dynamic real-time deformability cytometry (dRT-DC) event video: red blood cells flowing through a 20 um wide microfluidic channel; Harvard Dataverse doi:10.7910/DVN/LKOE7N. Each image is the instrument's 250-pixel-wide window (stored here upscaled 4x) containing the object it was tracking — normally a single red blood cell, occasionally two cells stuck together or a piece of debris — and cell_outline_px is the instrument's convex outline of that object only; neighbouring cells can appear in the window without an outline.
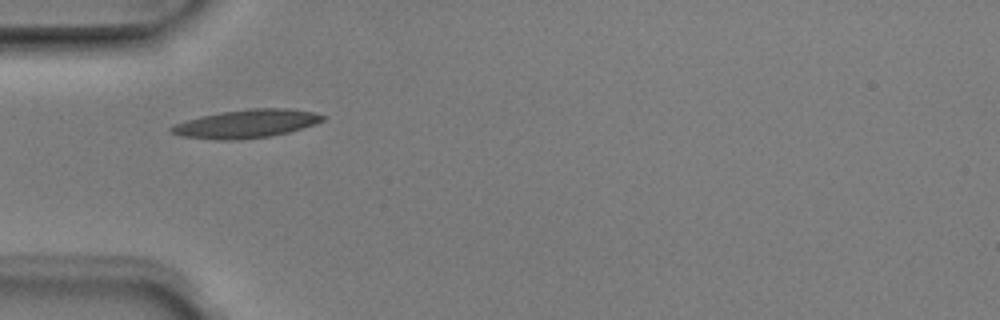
{"species": "Egyptian fruit bat (a non-hibernating species)", "species_latin": "Rousettus aegyptiacus", "temperature_condition": "room temperature", "stored_images_in_passage": 8, "camera_frame_rate_fps": 3000, "um_per_image_px": 0.085, "animal": {"sex": "male"}, "frame": {"image": 1, "passage_image": 5, "time_ms": 1.333, "image_size_px": [1000, 320], "cell_outline_px": [[324, 120], [288, 132], [268, 136], [236, 140], [220, 140], [180, 136], [168, 132], [168, 128], [172, 124], [200, 116], [220, 112], [252, 108], [288, 108], [312, 112], [324, 116]], "centroid_in_image_um": [20.83, 10.52], "position_along_channel_um": 64.2, "area_um2": 24.85}}
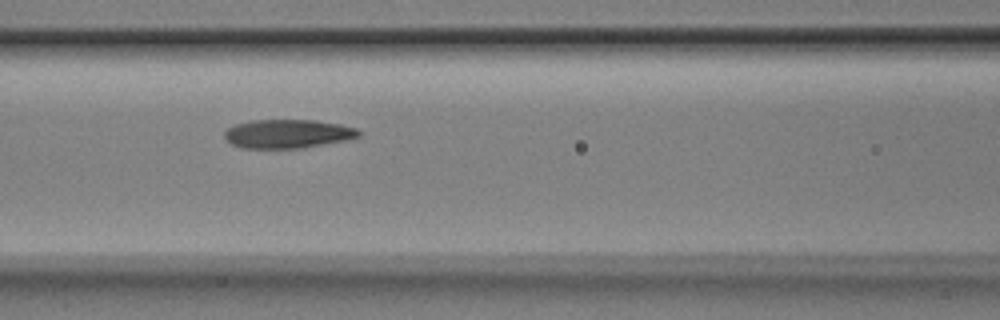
{"frame": {"image": 2, "passage_image": 7, "time_ms": 2.0, "image_size_px": [1000, 320], "cell_outline_px": [[360, 136], [348, 140], [300, 148], [240, 148], [232, 144], [224, 136], [224, 132], [228, 128], [236, 124], [252, 120], [316, 120], [340, 124], [356, 128], [360, 132]], "centroid_in_image_um": [24.47, 11.37], "position_along_channel_um": 142.1, "area_um2": 22.48}}
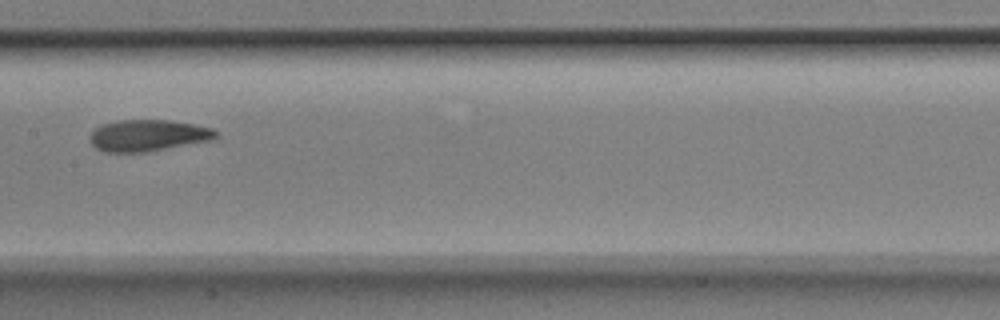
{"frame": {"image": 3, "passage_image": 8, "time_ms": 2.333, "image_size_px": [1000, 320], "cell_outline_px": [[220, 136], [216, 140], [144, 152], [104, 152], [96, 148], [88, 140], [88, 136], [100, 124], [120, 120], [168, 120], [192, 124], [212, 128], [220, 132]], "centroid_in_image_um": [12.61, 11.52], "position_along_channel_um": 194.8, "area_um2": 23.47}}